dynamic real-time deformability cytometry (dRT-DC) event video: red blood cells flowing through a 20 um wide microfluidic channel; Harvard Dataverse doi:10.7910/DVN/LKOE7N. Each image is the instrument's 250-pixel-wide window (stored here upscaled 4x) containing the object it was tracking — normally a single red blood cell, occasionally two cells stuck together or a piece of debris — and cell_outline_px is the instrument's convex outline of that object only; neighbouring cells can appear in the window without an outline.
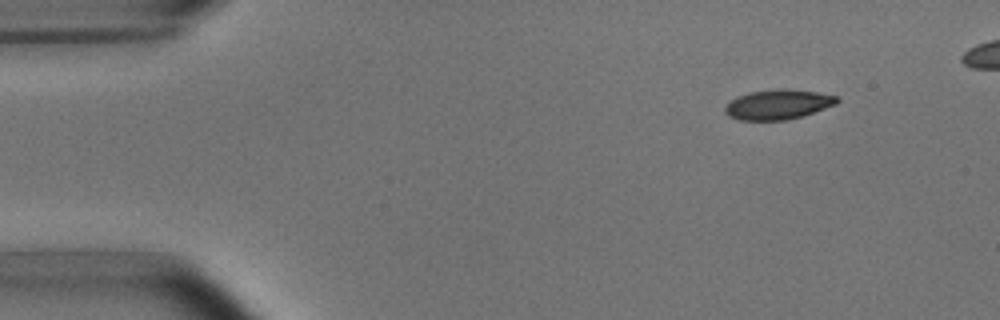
{"species": "common noctule bat (a hibernating species)", "species_latin": "Nyctalus noctula", "temperature_condition": "room temperature", "stored_images_in_passage": 13, "camera_frame_rate_fps": 3000, "um_per_image_px": 0.085, "animal": {"sex": "male", "body_mass_g": 15.6}, "frame": {"image": 1, "passage_image": 2, "time_ms": 1.0, "image_size_px": [1000, 320], "cell_outline_px": [[840, 100], [836, 104], [804, 116], [784, 120], [740, 120], [728, 116], [724, 112], [724, 108], [736, 96], [748, 92], [776, 88], [788, 88], [816, 92], [836, 96]], "centroid_in_image_um": [66.12, 8.87], "position_along_channel_um": 18.9, "area_um2": 19.65}}
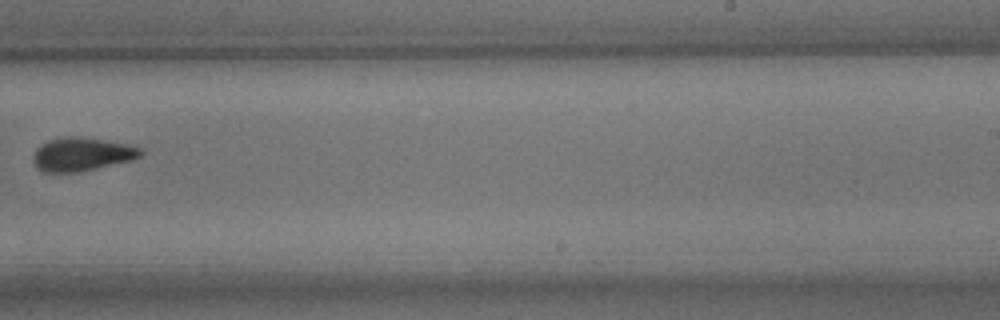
{"frame": {"image": 2, "passage_image": 9, "time_ms": 10.333, "image_size_px": [1000, 320], "cell_outline_px": [[144, 152], [140, 156], [132, 160], [76, 172], [44, 172], [36, 168], [32, 160], [32, 156], [36, 148], [40, 144], [48, 140], [68, 136], [72, 136], [100, 140], [124, 144], [144, 148]], "centroid_in_image_um": [6.9, 13.12], "position_along_channel_um": 282.1, "area_um2": 20.75}}
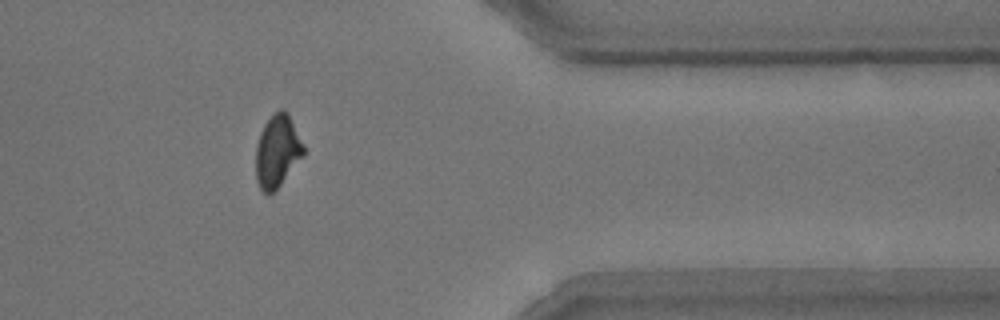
{"frame": {"image": 3, "passage_image": 12, "time_ms": 13.667, "image_size_px": [1000, 320], "cell_outline_px": [[304, 156], [280, 184], [268, 196], [260, 188], [256, 180], [256, 144], [260, 132], [264, 124], [280, 108], [284, 108], [288, 112], [304, 144]], "centroid_in_image_um": [23.58, 12.83], "position_along_channel_um": 387.8, "area_um2": 20.17}, "authors_computed_cell_mechanics": {"area_um2": 20.4612, "velocity_mm_per_s": 3.7221, "shape_relaxation_time_tau1_ms": 2.8492, "shape_relaxation_time_tau2_ms": 4.0596, "deformation_change_tau1": 0.1028, "deformation_change_tau2": 0.0902}}